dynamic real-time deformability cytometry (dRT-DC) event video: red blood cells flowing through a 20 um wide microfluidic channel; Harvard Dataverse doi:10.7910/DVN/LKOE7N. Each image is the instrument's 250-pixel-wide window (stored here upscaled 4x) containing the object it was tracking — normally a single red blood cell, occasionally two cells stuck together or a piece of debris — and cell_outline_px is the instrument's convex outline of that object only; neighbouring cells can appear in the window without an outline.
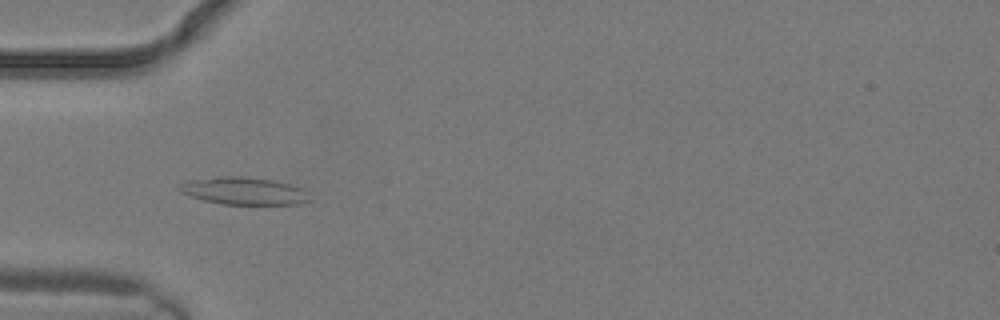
{"species": "common noctule bat (a hibernating species)", "species_latin": "Nyctalus noctula", "temperature_condition": "warm", "stored_images_in_passage": 3, "camera_frame_rate_fps": 3000, "um_per_image_px": 0.085, "animal": {"sex": "male", "body_mass_g": 19.2, "forearm_length_mm": 51.8}, "frame": {"image": 1, "passage_image": 3, "time_ms": 0.667, "image_size_px": [1000, 320], "cell_outline_px": [[308, 200], [300, 204], [224, 204], [204, 200], [188, 196], [180, 192], [176, 188], [180, 184], [188, 180], [220, 176], [240, 176], [272, 180], [288, 184], [300, 188]], "centroid_in_image_um": [20.6, 16.22], "position_along_channel_um": 64.4, "area_um2": 20.46}}